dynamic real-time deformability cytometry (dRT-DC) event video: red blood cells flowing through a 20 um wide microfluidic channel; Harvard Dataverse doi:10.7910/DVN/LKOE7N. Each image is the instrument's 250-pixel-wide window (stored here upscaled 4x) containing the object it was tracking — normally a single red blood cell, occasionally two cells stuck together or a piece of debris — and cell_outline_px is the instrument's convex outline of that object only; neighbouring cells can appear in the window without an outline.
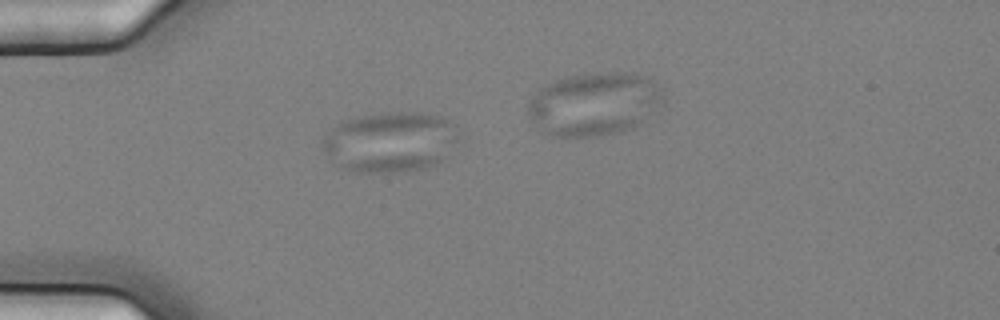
{"species": "common noctule bat (a hibernating species)", "species_latin": "Nyctalus noctula", "temperature_condition": "cold", "stored_images_in_passage": 35, "camera_frame_rate_fps": 3000, "um_per_image_px": 0.085, "animal": {"sex": "female", "body_mass_g": 25.1}, "frame": {"image": 1, "passage_image": 5, "time_ms": 1.333, "image_size_px": [1000, 320], "cell_outline_px": [[460, 128], [456, 140], [448, 156], [444, 160], [436, 164], [424, 168], [396, 172], [356, 172], [340, 168], [324, 148], [324, 136], [340, 120], [360, 116], [388, 112], [424, 112], [444, 116], [452, 120]], "centroid_in_image_um": [33.25, 12.04], "position_along_channel_um": 51.8, "area_um2": 48.26}}
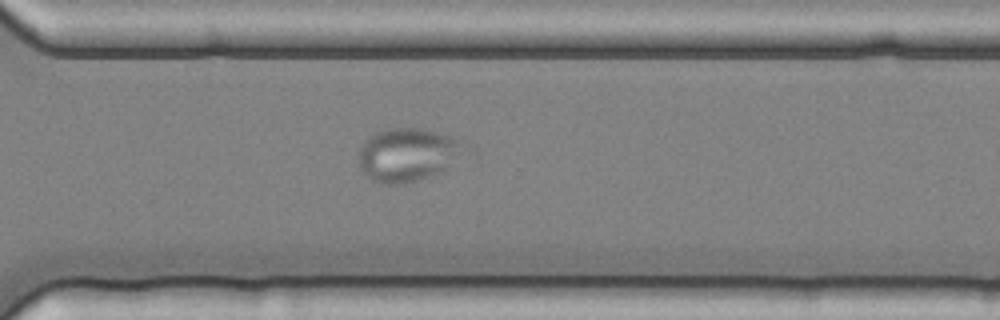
{"frame": {"image": 2, "passage_image": 30, "time_ms": 9.667, "image_size_px": [1000, 320], "cell_outline_px": [[476, 156], [440, 172], [416, 180], [396, 184], [380, 184], [372, 180], [364, 172], [360, 164], [360, 148], [376, 132], [388, 128], [420, 128], [436, 132], [464, 140], [476, 152]], "centroid_in_image_um": [34.92, 13.14], "position_along_channel_um": 335.7, "area_um2": 34.04}}
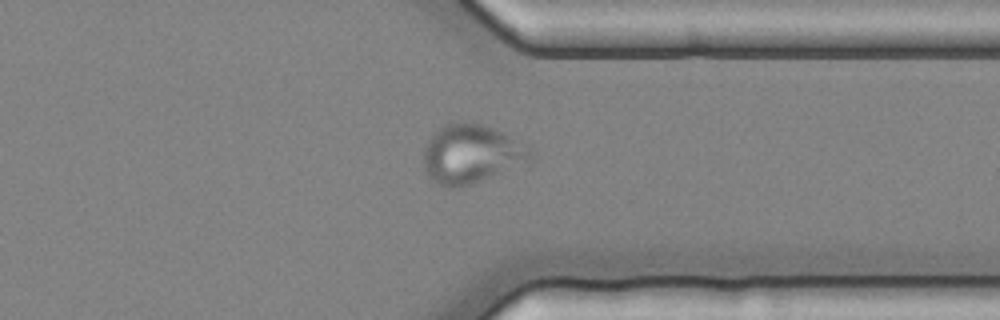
{"frame": {"image": 3, "passage_image": 33, "time_ms": 10.667, "image_size_px": [1000, 320], "cell_outline_px": [[528, 156], [496, 172], [468, 184], [440, 184], [432, 180], [428, 176], [424, 168], [424, 148], [428, 140], [444, 124], [456, 120], [464, 120], [480, 124], [504, 132], [528, 148]], "centroid_in_image_um": [39.89, 12.98], "position_along_channel_um": 371.5, "area_um2": 34.28}}